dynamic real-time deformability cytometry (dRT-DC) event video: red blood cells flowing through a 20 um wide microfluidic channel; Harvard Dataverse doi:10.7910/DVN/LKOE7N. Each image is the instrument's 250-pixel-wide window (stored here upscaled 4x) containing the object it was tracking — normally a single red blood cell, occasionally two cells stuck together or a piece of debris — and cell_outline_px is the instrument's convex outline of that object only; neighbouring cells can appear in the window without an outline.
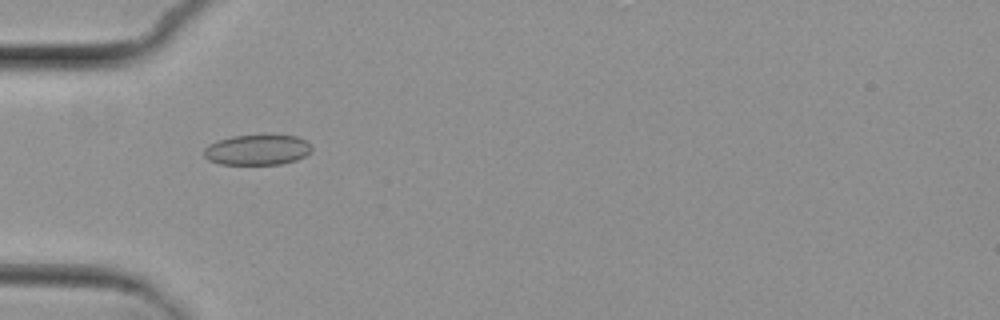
{"species": "common noctule bat (a hibernating species)", "species_latin": "Nyctalus noctula", "temperature_condition": "cold", "stored_images_in_passage": 7, "camera_frame_rate_fps": 3000, "um_per_image_px": 0.085, "animal": {"sex": "female", "body_mass_g": 29.2, "forearm_length_mm": 56.3}, "frame": {"image": 1, "passage_image": 6, "time_ms": 5.667, "image_size_px": [1000, 320], "cell_outline_px": [[312, 152], [296, 160], [280, 164], [220, 164], [208, 160], [204, 156], [204, 148], [208, 144], [216, 140], [232, 136], [268, 132], [296, 136], [308, 140], [312, 144]], "centroid_in_image_um": [21.91, 12.68], "position_along_channel_um": 63.1, "area_um2": 20.06}}
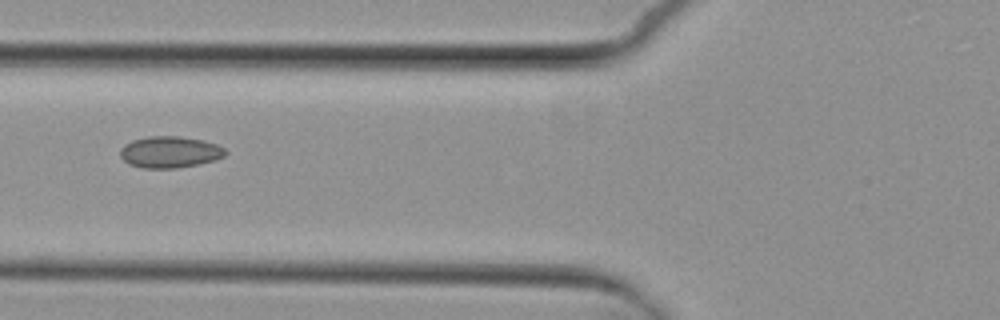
{"frame": {"image": 2, "passage_image": 7, "time_ms": 7.0, "image_size_px": [1000, 320], "cell_outline_px": [[228, 152], [224, 156], [216, 160], [176, 168], [144, 168], [128, 164], [120, 156], [120, 148], [124, 144], [132, 140], [148, 136], [180, 136], [204, 140], [216, 144], [224, 148]], "centroid_in_image_um": [14.43, 12.91], "position_along_channel_um": 111.4, "area_um2": 19.42}}